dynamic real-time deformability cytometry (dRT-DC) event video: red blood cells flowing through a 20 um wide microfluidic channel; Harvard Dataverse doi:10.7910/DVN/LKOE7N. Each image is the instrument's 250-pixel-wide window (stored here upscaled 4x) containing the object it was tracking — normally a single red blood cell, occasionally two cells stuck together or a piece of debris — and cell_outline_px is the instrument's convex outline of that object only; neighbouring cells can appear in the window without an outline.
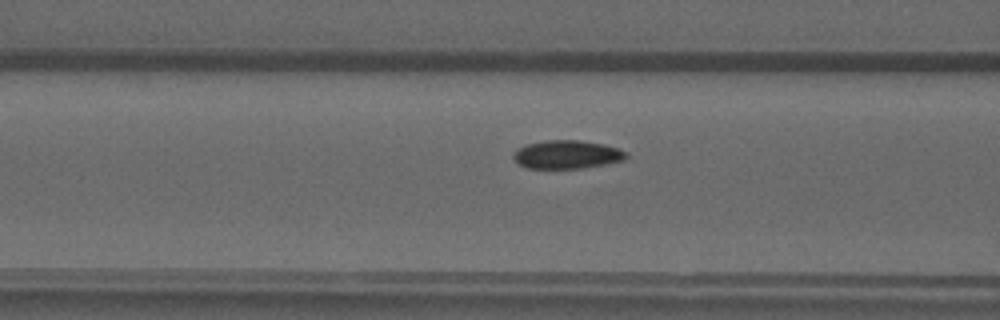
{"species": "common noctule bat (a hibernating species)", "species_latin": "Nyctalus noctula", "temperature_condition": "warm", "stored_images_in_passage": 38, "camera_frame_rate_fps": 3000, "um_per_image_px": 0.085, "animal": {"sex": "male", "forearm_length_mm": 52.5}, "frame": {"image": 1, "passage_image": 9, "time_ms": 2.667, "image_size_px": [1000, 320], "cell_outline_px": [[628, 156], [624, 160], [604, 164], [580, 168], [528, 168], [520, 164], [512, 156], [520, 148], [528, 144], [548, 140], [580, 140], [604, 144], [620, 148], [628, 152]], "centroid_in_image_um": [48.27, 13.12], "position_along_channel_um": 118.3, "area_um2": 18.44}}
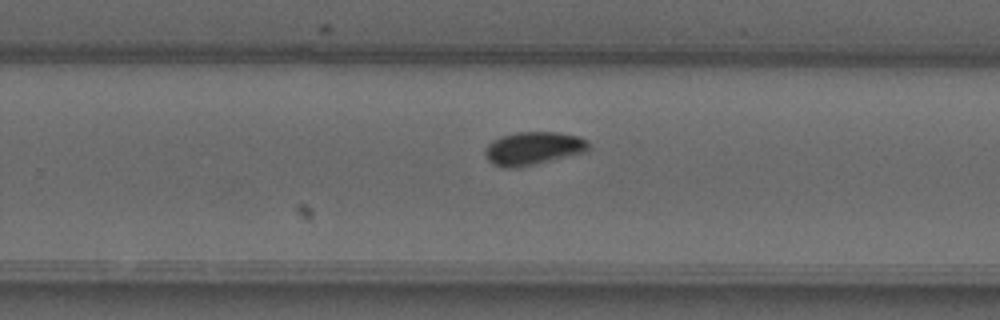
{"frame": {"image": 2, "passage_image": 21, "time_ms": 6.667, "image_size_px": [1000, 320], "cell_outline_px": [[588, 152], [516, 168], [504, 168], [492, 164], [488, 160], [484, 152], [488, 144], [492, 140], [500, 136], [516, 132], [560, 132], [580, 136], [588, 140]], "centroid_in_image_um": [45.33, 12.6], "position_along_channel_um": 284.5, "area_um2": 20.23}}
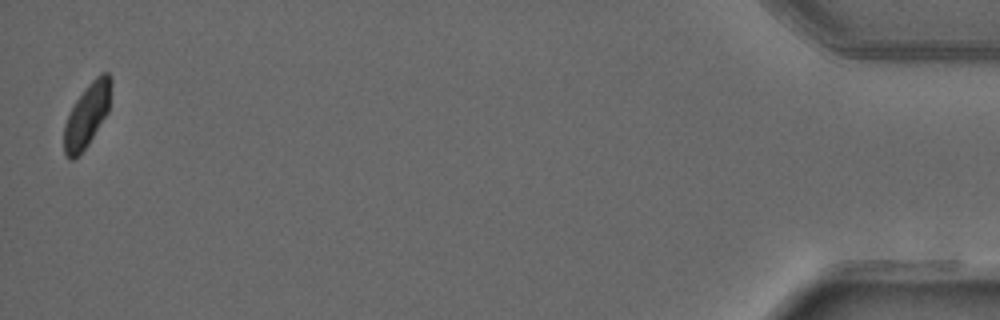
{"frame": {"image": 3, "passage_image": 38, "time_ms": 12.333, "image_size_px": [1000, 320], "cell_outline_px": [[112, 84], [108, 112], [88, 144], [72, 160], [68, 160], [64, 152], [64, 124], [76, 100], [84, 88], [96, 76], [104, 72], [108, 72], [112, 76]], "centroid_in_image_um": [7.41, 9.75], "position_along_channel_um": 427.8, "area_um2": 17.28}}